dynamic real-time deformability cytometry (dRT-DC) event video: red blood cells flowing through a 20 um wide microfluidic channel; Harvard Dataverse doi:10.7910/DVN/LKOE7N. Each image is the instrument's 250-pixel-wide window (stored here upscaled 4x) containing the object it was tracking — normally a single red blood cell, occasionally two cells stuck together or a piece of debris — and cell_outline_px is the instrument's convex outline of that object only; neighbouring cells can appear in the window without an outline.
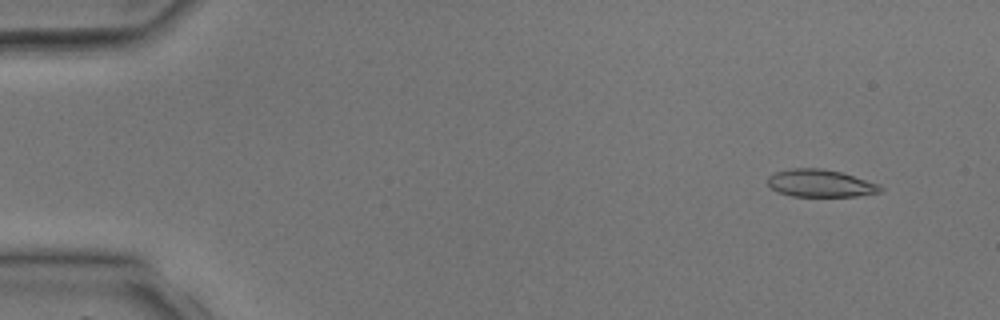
{"species": "common noctule bat (a hibernating species)", "species_latin": "Nyctalus noctula", "temperature_condition": "room temperature", "stored_images_in_passage": 4, "camera_frame_rate_fps": 3000, "um_per_image_px": 0.085, "animal": {"sex": "male", "body_mass_g": 17.9, "forearm_length_mm": 54.2}, "frame": {"image": 1, "passage_image": 2, "time_ms": 1.0, "image_size_px": [1000, 320], "cell_outline_px": [[884, 188], [880, 192], [856, 196], [792, 196], [776, 192], [768, 184], [768, 176], [776, 172], [792, 168], [820, 168], [840, 172], [880, 184]], "centroid_in_image_um": [69.73, 15.58], "position_along_channel_um": 15.3, "area_um2": 17.98}}